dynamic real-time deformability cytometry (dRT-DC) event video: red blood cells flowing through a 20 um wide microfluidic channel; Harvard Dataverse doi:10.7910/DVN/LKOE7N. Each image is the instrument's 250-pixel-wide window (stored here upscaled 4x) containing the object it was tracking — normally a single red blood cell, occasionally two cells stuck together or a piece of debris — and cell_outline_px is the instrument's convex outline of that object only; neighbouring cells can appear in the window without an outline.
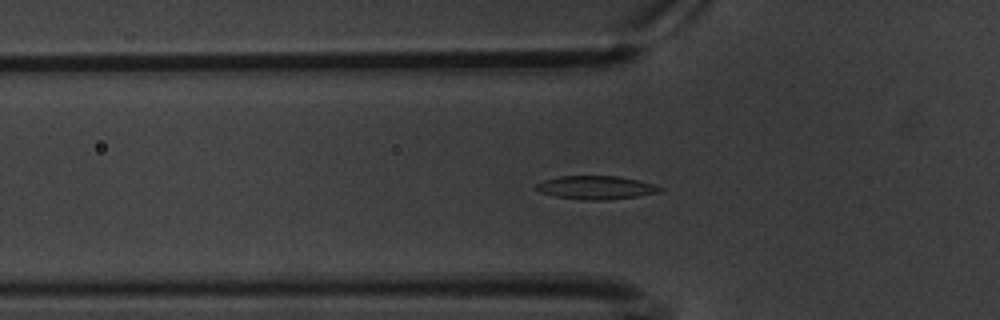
{"species": "common noctule bat (a hibernating species)", "species_latin": "Nyctalus noctula", "temperature_condition": "warm", "stored_images_in_passage": 60, "camera_frame_rate_fps": 3000, "um_per_image_px": 0.085, "animal": {"sex": "male", "body_mass_g": 20.1, "forearm_length_mm": 53.5}, "frame": {"image": 1, "passage_image": 19, "time_ms": 6.0, "image_size_px": [1000, 320], "cell_outline_px": [[664, 188], [660, 192], [636, 196], [604, 200], [580, 200], [556, 196], [540, 192], [536, 188], [536, 184], [544, 180], [560, 176], [620, 176], [652, 184]], "centroid_in_image_um": [50.64, 15.94], "position_along_channel_um": 75.2, "area_um2": 16.7}}
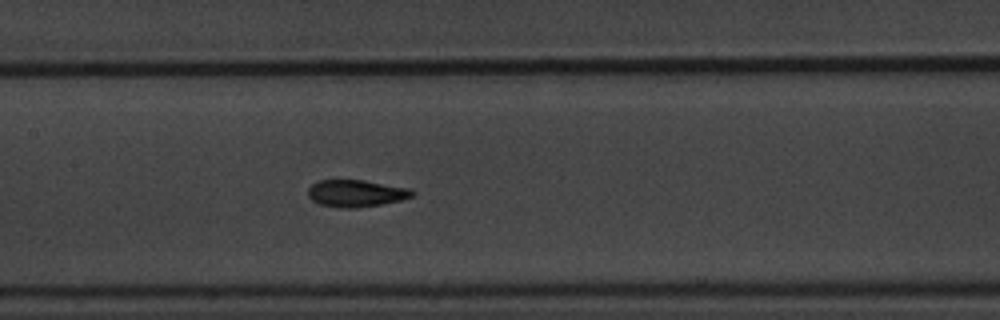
{"frame": {"image": 2, "passage_image": 28, "time_ms": 9.0, "image_size_px": [1000, 320], "cell_outline_px": [[416, 192], [412, 196], [400, 200], [380, 204], [356, 208], [340, 208], [320, 204], [312, 200], [308, 196], [308, 188], [312, 184], [320, 180], [364, 180], [408, 188]], "centroid_in_image_um": [30.24, 16.43], "position_along_channel_um": 177.2, "area_um2": 16.3}}
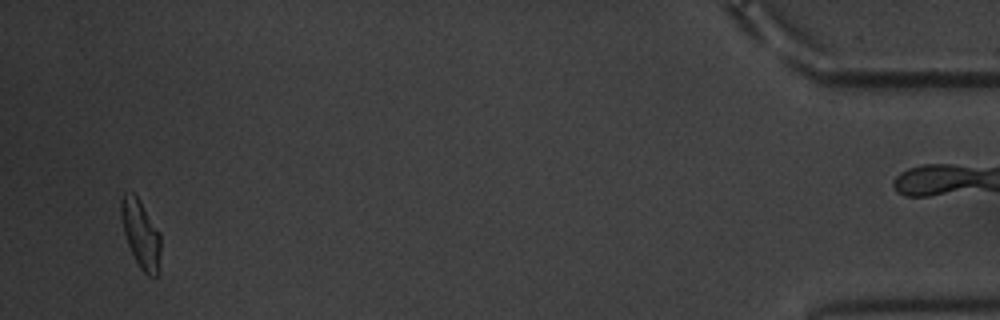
{"frame": {"image": 3, "passage_image": 57, "time_ms": 18.667, "image_size_px": [1000, 320], "cell_outline_px": [[160, 276], [156, 280], [148, 276], [140, 268], [128, 244], [124, 232], [120, 216], [120, 200], [124, 192], [132, 192], [140, 200], [160, 232]], "centroid_in_image_um": [11.99, 19.93], "position_along_channel_um": 423.2, "area_um2": 16.07}, "authors_computed_cell_mechanics": {"area_um2": 16.184, "velocity_mm_per_s": 3.3656, "shape_relaxation_time_tau1_ms": 3.1165, "shape_relaxation_time_tau2_ms": 1.8874, "deformation_change_tau1": 0.1402, "deformation_change_tau2": 0.0812}}